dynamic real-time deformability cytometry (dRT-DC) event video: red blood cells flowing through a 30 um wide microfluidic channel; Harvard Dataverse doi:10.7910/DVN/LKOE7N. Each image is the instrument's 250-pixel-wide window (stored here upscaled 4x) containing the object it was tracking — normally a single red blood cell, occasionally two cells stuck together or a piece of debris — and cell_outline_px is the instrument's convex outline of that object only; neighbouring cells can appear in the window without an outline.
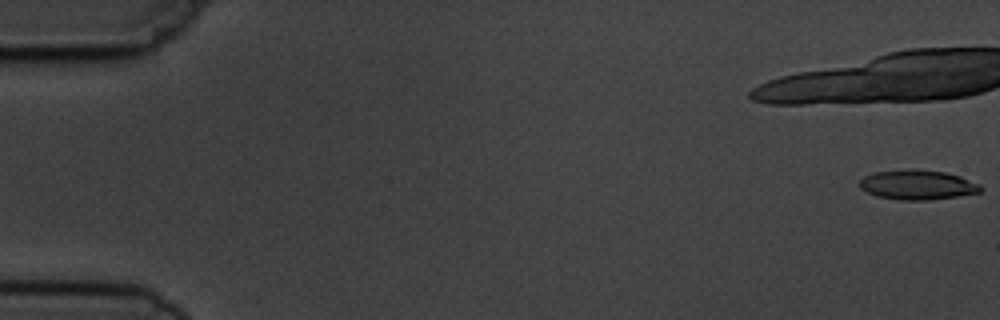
{"species": "common noctule bat (a hibernating species)", "species_latin": "Nyctalus noctula", "temperature_condition": "cold", "stored_images_in_passage": 5, "camera_frame_rate_fps": 3000, "um_per_image_px": 0.085, "animal": {"sex": "male", "body_mass_g": 19.5, "forearm_length_mm": 54.6}, "frame": {"image": 1, "passage_image": 1, "time_ms": 0.0, "image_size_px": [1000, 320], "cell_outline_px": [[984, 188], [980, 192], [956, 196], [928, 200], [900, 200], [876, 196], [860, 188], [860, 180], [864, 176], [876, 172], [912, 168], [944, 172], [960, 176], [980, 184]], "centroid_in_image_um": [77.99, 15.7], "position_along_channel_um": 7.0, "area_um2": 20.92}}